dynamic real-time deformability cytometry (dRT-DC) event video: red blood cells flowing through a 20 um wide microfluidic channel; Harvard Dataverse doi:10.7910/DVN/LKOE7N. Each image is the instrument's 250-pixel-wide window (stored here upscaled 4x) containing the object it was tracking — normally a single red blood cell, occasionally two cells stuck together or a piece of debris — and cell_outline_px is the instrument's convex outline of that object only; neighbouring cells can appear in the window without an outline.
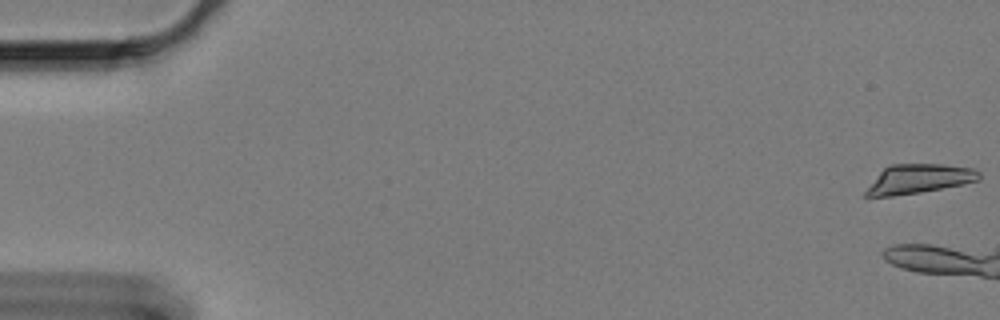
{"species": "Egyptian fruit bat (a non-hibernating species)", "species_latin": "Rousettus aegyptiacus", "temperature_condition": "cold", "stored_images_in_passage": 8, "camera_frame_rate_fps": 3000, "um_per_image_px": 0.085, "animal": {"sex": "female"}, "frame": {"image": 1, "passage_image": 1, "time_ms": 0.0, "image_size_px": [1000, 320], "cell_outline_px": [[980, 180], [920, 192], [868, 200], [864, 196], [864, 192], [880, 172], [888, 164], [940, 164], [972, 168], [980, 172]], "centroid_in_image_um": [78.0, 15.23], "position_along_channel_um": 7.0, "area_um2": 19.42}}